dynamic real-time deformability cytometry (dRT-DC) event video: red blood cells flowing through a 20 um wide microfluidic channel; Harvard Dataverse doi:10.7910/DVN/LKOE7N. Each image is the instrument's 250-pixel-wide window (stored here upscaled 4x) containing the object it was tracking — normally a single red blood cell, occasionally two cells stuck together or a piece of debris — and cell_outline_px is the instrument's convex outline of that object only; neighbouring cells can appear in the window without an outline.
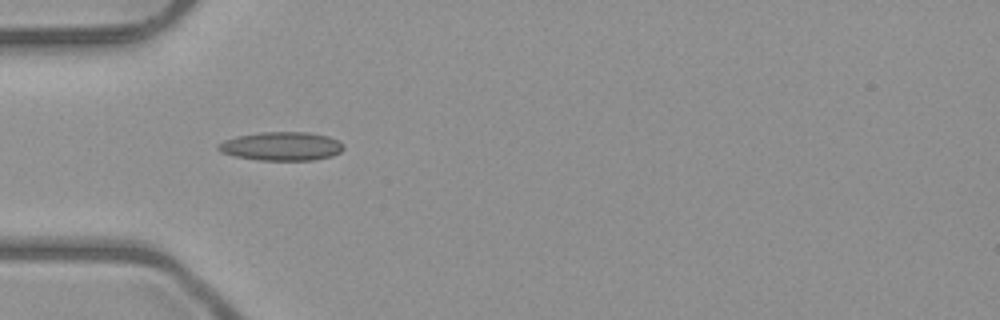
{"species": "common noctule bat (a hibernating species)", "species_latin": "Nyctalus noctula", "temperature_condition": "room temperature", "stored_images_in_passage": 4, "camera_frame_rate_fps": 3000, "um_per_image_px": 0.085, "animal": {"sex": "male", "body_mass_g": 23.1, "forearm_length_mm": 52.7}, "frame": {"image": 1, "passage_image": 4, "time_ms": 3.333, "image_size_px": [1000, 320], "cell_outline_px": [[344, 148], [340, 152], [332, 156], [312, 160], [260, 160], [236, 156], [220, 152], [216, 148], [216, 144], [224, 140], [236, 136], [260, 132], [308, 132], [328, 136], [344, 144]], "centroid_in_image_um": [23.9, 12.42], "position_along_channel_um": 61.1, "area_um2": 20.98}}